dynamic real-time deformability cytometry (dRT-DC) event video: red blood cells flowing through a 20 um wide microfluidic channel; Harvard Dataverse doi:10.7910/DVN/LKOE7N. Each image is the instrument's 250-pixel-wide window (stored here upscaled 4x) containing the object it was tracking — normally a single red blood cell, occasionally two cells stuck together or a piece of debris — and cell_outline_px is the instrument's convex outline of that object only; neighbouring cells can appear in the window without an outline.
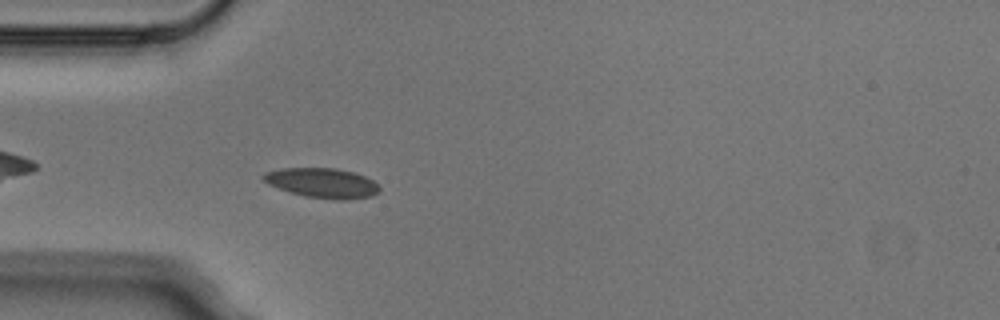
{"species": "Egyptian fruit bat (a non-hibernating species)", "species_latin": "Rousettus aegyptiacus", "temperature_condition": "cold", "stored_images_in_passage": 4, "camera_frame_rate_fps": 3000, "um_per_image_px": 0.085, "animal": {"sex": "male"}, "frame": {"image": 1, "passage_image": 4, "time_ms": 1.0, "image_size_px": [1000, 320], "cell_outline_px": [[380, 192], [372, 196], [348, 200], [336, 200], [304, 196], [268, 184], [260, 176], [264, 172], [280, 168], [336, 168], [352, 172], [364, 176], [372, 180], [380, 188]], "centroid_in_image_um": [27.39, 15.55], "position_along_channel_um": 57.6, "area_um2": 20.17}}